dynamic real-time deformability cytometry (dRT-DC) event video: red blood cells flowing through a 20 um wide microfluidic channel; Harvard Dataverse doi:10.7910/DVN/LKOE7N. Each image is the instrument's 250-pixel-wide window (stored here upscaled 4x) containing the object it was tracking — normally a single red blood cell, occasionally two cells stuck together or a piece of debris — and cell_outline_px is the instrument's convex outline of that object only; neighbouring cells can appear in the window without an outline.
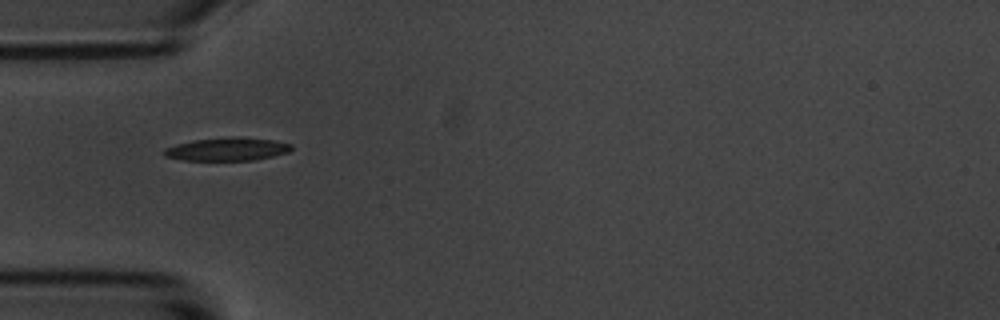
{"species": "common noctule bat (a hibernating species)", "species_latin": "Nyctalus noctula", "temperature_condition": "room temperature", "stored_images_in_passage": 15, "camera_frame_rate_fps": 3000, "um_per_image_px": 0.085, "animal": {"sex": "male", "body_mass_g": 20.1, "forearm_length_mm": 53.5}, "frame": {"image": 1, "passage_image": 5, "time_ms": 5.333, "image_size_px": [1000, 320], "cell_outline_px": [[292, 148], [288, 152], [272, 156], [252, 160], [184, 160], [164, 156], [164, 148], [176, 144], [192, 140], [228, 136], [240, 136], [272, 140], [292, 144]], "centroid_in_image_um": [19.29, 12.66], "position_along_channel_um": 65.7, "area_um2": 17.22}}
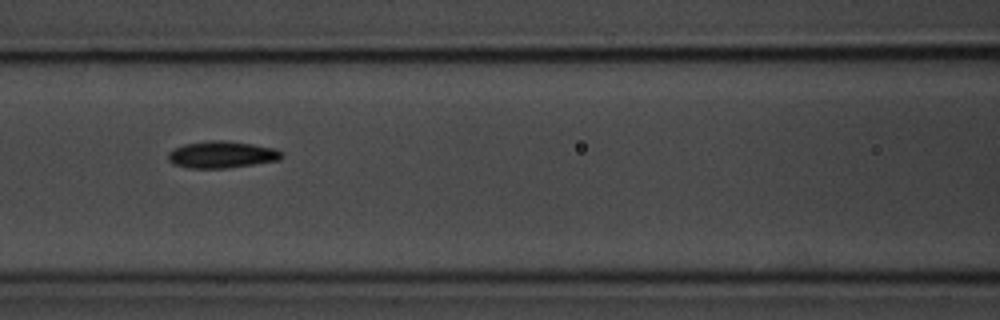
{"frame": {"image": 2, "passage_image": 7, "time_ms": 7.667, "image_size_px": [1000, 320], "cell_outline_px": [[284, 156], [280, 160], [224, 168], [188, 168], [172, 164], [168, 160], [168, 152], [172, 148], [184, 144], [208, 140], [224, 140], [252, 144], [272, 148], [284, 152]], "centroid_in_image_um": [18.81, 13.13], "position_along_channel_um": 147.8, "area_um2": 17.86}}
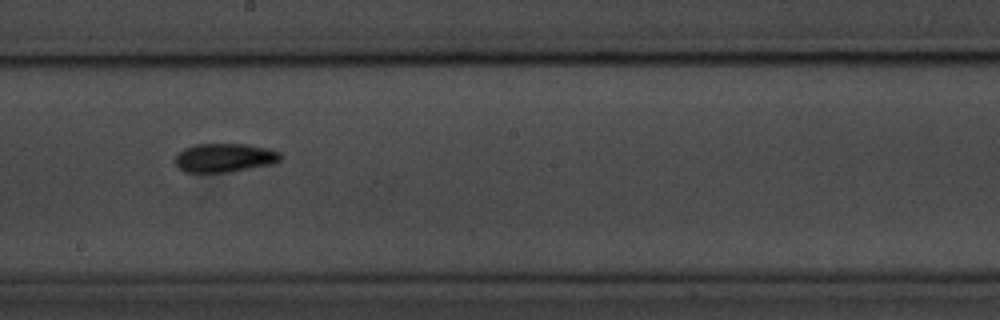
{"frame": {"image": 3, "passage_image": 9, "time_ms": 10.0, "image_size_px": [1000, 320], "cell_outline_px": [[280, 160], [276, 164], [228, 172], [184, 172], [172, 160], [184, 148], [196, 144], [248, 144], [268, 148], [280, 152]], "centroid_in_image_um": [19.1, 13.41], "position_along_channel_um": 229.1, "area_um2": 17.8}, "authors_computed_cell_mechanics": {"area_um2": 17.8024, "velocity_mm_per_s": 3.4906, "shape_relaxation_time_tau1_ms": 2.4874, "shape_relaxation_time_tau2_ms": null, "deformation_change_tau1": 0.1191, "deformation_change_tau2": null}}